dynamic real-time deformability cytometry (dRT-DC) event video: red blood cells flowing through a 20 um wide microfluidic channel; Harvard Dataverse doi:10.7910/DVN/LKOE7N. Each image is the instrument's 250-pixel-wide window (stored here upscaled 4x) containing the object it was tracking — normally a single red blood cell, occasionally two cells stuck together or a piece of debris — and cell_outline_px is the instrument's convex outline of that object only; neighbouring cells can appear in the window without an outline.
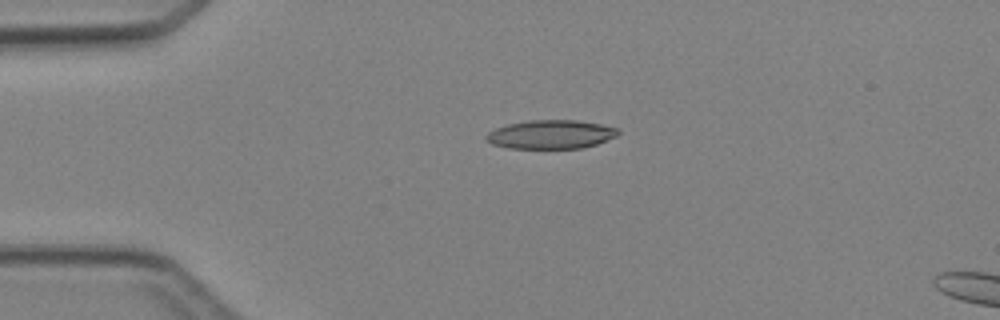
{"species": "Egyptian fruit bat (a non-hibernating species)", "species_latin": "Rousettus aegyptiacus", "temperature_condition": "cold", "stored_images_in_passage": 4, "camera_frame_rate_fps": 3000, "um_per_image_px": 0.085, "animal": {"sex": "female"}, "frame": {"image": 1, "passage_image": 3, "time_ms": 3.333, "image_size_px": [1000, 320], "cell_outline_px": [[620, 132], [616, 136], [596, 144], [580, 148], [508, 148], [492, 144], [484, 136], [488, 132], [496, 128], [508, 124], [528, 120], [576, 120], [600, 124], [620, 128]], "centroid_in_image_um": [46.83, 11.42], "position_along_channel_um": 38.2, "area_um2": 22.02}}